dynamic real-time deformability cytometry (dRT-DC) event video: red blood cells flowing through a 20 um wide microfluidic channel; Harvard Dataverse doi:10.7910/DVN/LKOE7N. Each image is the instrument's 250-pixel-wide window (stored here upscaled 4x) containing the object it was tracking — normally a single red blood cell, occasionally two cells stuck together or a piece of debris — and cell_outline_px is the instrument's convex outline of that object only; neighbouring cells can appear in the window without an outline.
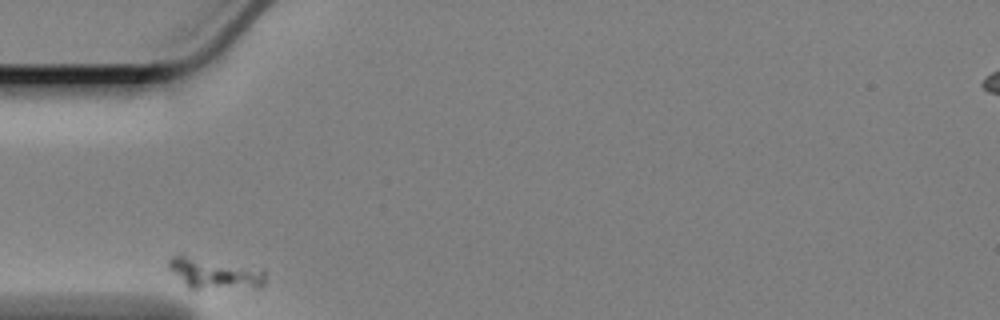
{"species": "Egyptian fruit bat (a non-hibernating species)", "species_latin": "Rousettus aegyptiacus", "temperature_condition": "cold", "stored_images_in_passage": 33, "camera_frame_rate_fps": 3000, "um_per_image_px": 0.085, "animal": {"sex": "female"}, "frame": {"image": 1, "passage_image": 1, "time_ms": 0.0, "image_size_px": [1000, 320], "cell_outline_px": [[264, 284], [260, 288], [188, 288], [168, 268], [168, 260], [172, 256], [180, 252], [264, 268]], "centroid_in_image_um": [18.23, 23.18], "position_along_channel_um": 66.8, "area_um2": 18.32}}
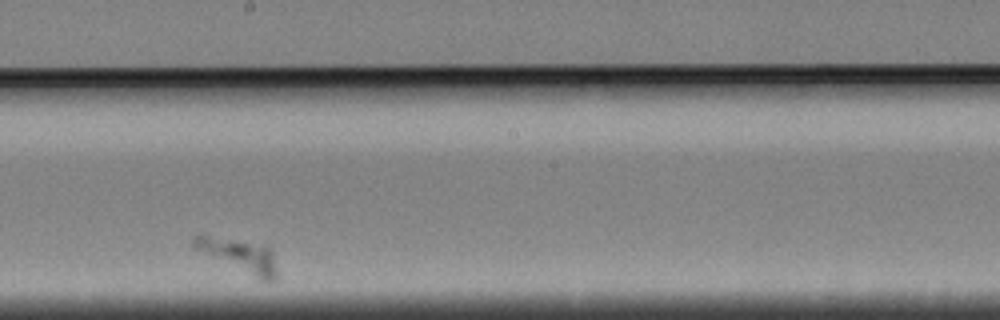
{"frame": {"image": 2, "passage_image": 19, "time_ms": 6.0, "image_size_px": [1000, 320], "cell_outline_px": [[280, 280], [268, 284], [264, 284], [192, 248], [192, 240], [200, 232], [204, 232], [268, 248], [272, 252], [280, 276]], "centroid_in_image_um": [20.35, 21.79], "position_along_channel_um": 227.9, "area_um2": 17.22}}
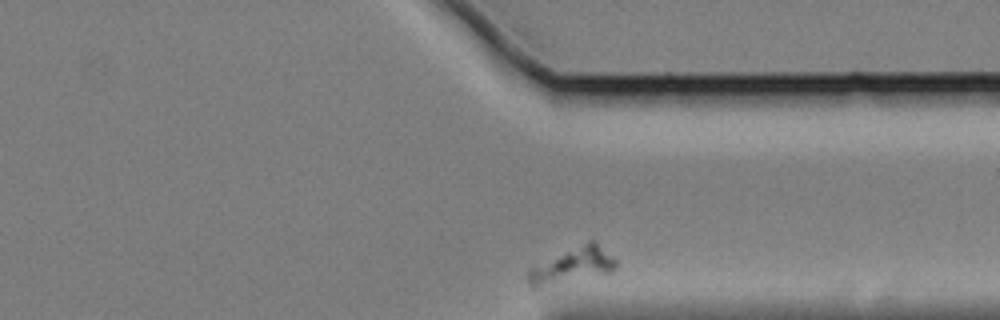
{"frame": {"image": 3, "passage_image": 33, "time_ms": 10.667, "image_size_px": [1000, 320], "cell_outline_px": [[620, 264], [612, 272], [536, 288], [532, 288], [528, 284], [524, 276], [528, 268], [588, 240], [596, 240]], "centroid_in_image_um": [48.63, 22.56], "position_along_channel_um": 362.8, "area_um2": 18.38}}